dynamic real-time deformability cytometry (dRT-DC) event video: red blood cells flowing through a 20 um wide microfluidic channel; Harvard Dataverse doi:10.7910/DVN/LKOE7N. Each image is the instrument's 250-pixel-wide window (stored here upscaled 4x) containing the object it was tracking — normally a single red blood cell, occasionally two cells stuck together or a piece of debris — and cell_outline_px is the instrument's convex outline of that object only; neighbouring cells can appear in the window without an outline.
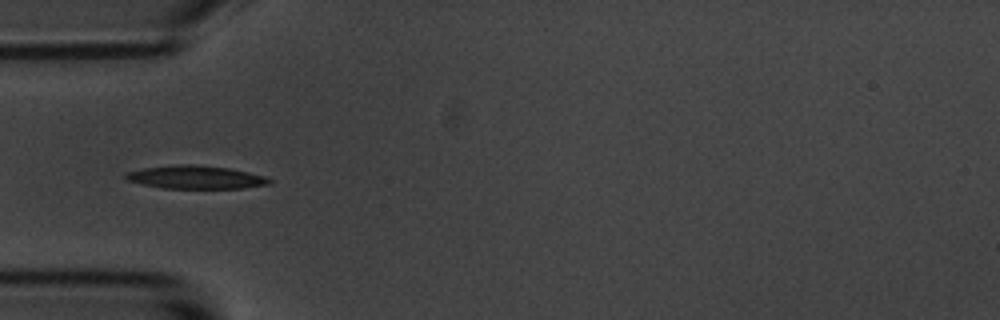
{"species": "common noctule bat (a hibernating species)", "species_latin": "Nyctalus noctula", "temperature_condition": "room temperature", "stored_images_in_passage": 8, "camera_frame_rate_fps": 3000, "um_per_image_px": 0.085, "animal": {"sex": "male", "body_mass_g": 20.1, "forearm_length_mm": 53.5}, "frame": {"image": 1, "passage_image": 4, "time_ms": 3.333, "image_size_px": [1000, 320], "cell_outline_px": [[272, 184], [244, 188], [160, 188], [124, 180], [124, 172], [144, 168], [176, 164], [196, 164], [232, 168], [264, 176], [272, 180]], "centroid_in_image_um": [16.61, 15.06], "position_along_channel_um": 68.4, "area_um2": 19.71}}
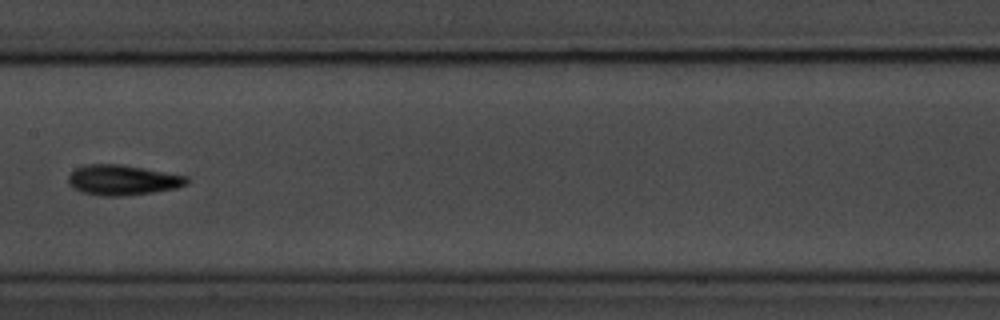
{"frame": {"image": 2, "passage_image": 7, "time_ms": 7.0, "image_size_px": [1000, 320], "cell_outline_px": [[188, 184], [176, 188], [152, 192], [120, 196], [100, 196], [84, 192], [72, 188], [68, 184], [68, 176], [76, 168], [88, 164], [120, 164], [188, 176]], "centroid_in_image_um": [10.41, 15.3], "position_along_channel_um": 197.0, "area_um2": 20.75}}
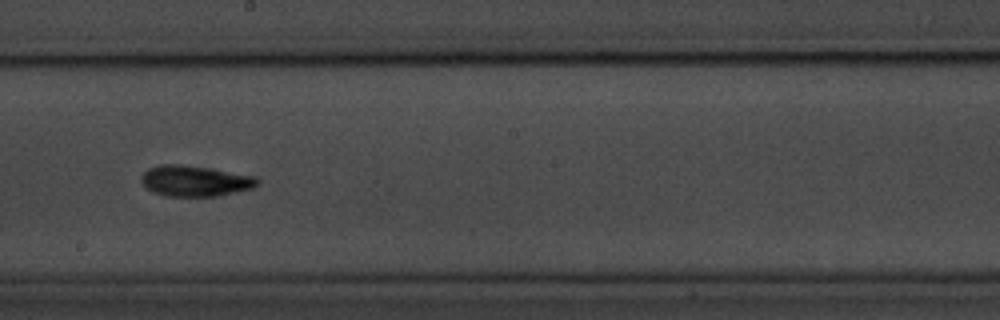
{"frame": {"image": 3, "passage_image": 8, "time_ms": 8.0, "image_size_px": [1000, 320], "cell_outline_px": [[260, 184], [252, 188], [236, 192], [216, 196], [168, 196], [152, 192], [140, 180], [140, 176], [148, 168], [160, 164], [184, 164], [256, 176], [260, 180]], "centroid_in_image_um": [16.58, 15.37], "position_along_channel_um": 231.6, "area_um2": 20.92}}